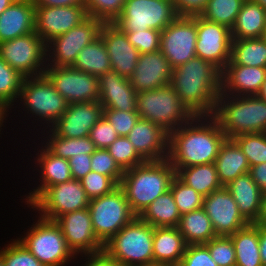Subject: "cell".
<instances>
[{
	"mask_svg": "<svg viewBox=\"0 0 266 266\" xmlns=\"http://www.w3.org/2000/svg\"><path fill=\"white\" fill-rule=\"evenodd\" d=\"M226 135L212 116H195L169 134L168 160L179 168L214 163Z\"/></svg>",
	"mask_w": 266,
	"mask_h": 266,
	"instance_id": "obj_1",
	"label": "cell"
},
{
	"mask_svg": "<svg viewBox=\"0 0 266 266\" xmlns=\"http://www.w3.org/2000/svg\"><path fill=\"white\" fill-rule=\"evenodd\" d=\"M170 85L195 116H212L221 93V71L211 62L194 57L172 69Z\"/></svg>",
	"mask_w": 266,
	"mask_h": 266,
	"instance_id": "obj_2",
	"label": "cell"
},
{
	"mask_svg": "<svg viewBox=\"0 0 266 266\" xmlns=\"http://www.w3.org/2000/svg\"><path fill=\"white\" fill-rule=\"evenodd\" d=\"M176 170L168 158L159 161H145L124 171L120 187L124 190L131 210L136 216L159 196L170 190Z\"/></svg>",
	"mask_w": 266,
	"mask_h": 266,
	"instance_id": "obj_3",
	"label": "cell"
},
{
	"mask_svg": "<svg viewBox=\"0 0 266 266\" xmlns=\"http://www.w3.org/2000/svg\"><path fill=\"white\" fill-rule=\"evenodd\" d=\"M212 117L227 139L241 134L266 132V102L257 95L219 94Z\"/></svg>",
	"mask_w": 266,
	"mask_h": 266,
	"instance_id": "obj_4",
	"label": "cell"
},
{
	"mask_svg": "<svg viewBox=\"0 0 266 266\" xmlns=\"http://www.w3.org/2000/svg\"><path fill=\"white\" fill-rule=\"evenodd\" d=\"M154 227L136 216L104 244V251L121 266L154 263Z\"/></svg>",
	"mask_w": 266,
	"mask_h": 266,
	"instance_id": "obj_5",
	"label": "cell"
},
{
	"mask_svg": "<svg viewBox=\"0 0 266 266\" xmlns=\"http://www.w3.org/2000/svg\"><path fill=\"white\" fill-rule=\"evenodd\" d=\"M17 102H20L19 106L22 105L17 108L29 114L30 119L34 117L36 124L40 122L41 125H37V127L40 126V130L41 126H43L42 130L50 128L64 114L69 105L45 75L25 77Z\"/></svg>",
	"mask_w": 266,
	"mask_h": 266,
	"instance_id": "obj_6",
	"label": "cell"
},
{
	"mask_svg": "<svg viewBox=\"0 0 266 266\" xmlns=\"http://www.w3.org/2000/svg\"><path fill=\"white\" fill-rule=\"evenodd\" d=\"M136 111L140 118L161 126L169 134L195 117L170 84L138 92Z\"/></svg>",
	"mask_w": 266,
	"mask_h": 266,
	"instance_id": "obj_7",
	"label": "cell"
},
{
	"mask_svg": "<svg viewBox=\"0 0 266 266\" xmlns=\"http://www.w3.org/2000/svg\"><path fill=\"white\" fill-rule=\"evenodd\" d=\"M36 219L24 236L22 234L17 239L44 266H66L72 259L76 262L77 257L68 248L59 225L40 216H36Z\"/></svg>",
	"mask_w": 266,
	"mask_h": 266,
	"instance_id": "obj_8",
	"label": "cell"
},
{
	"mask_svg": "<svg viewBox=\"0 0 266 266\" xmlns=\"http://www.w3.org/2000/svg\"><path fill=\"white\" fill-rule=\"evenodd\" d=\"M178 16L172 0H126L113 24L122 32L162 31Z\"/></svg>",
	"mask_w": 266,
	"mask_h": 266,
	"instance_id": "obj_9",
	"label": "cell"
},
{
	"mask_svg": "<svg viewBox=\"0 0 266 266\" xmlns=\"http://www.w3.org/2000/svg\"><path fill=\"white\" fill-rule=\"evenodd\" d=\"M88 210L94 233L103 244L136 217L120 186L109 194L91 199Z\"/></svg>",
	"mask_w": 266,
	"mask_h": 266,
	"instance_id": "obj_10",
	"label": "cell"
},
{
	"mask_svg": "<svg viewBox=\"0 0 266 266\" xmlns=\"http://www.w3.org/2000/svg\"><path fill=\"white\" fill-rule=\"evenodd\" d=\"M0 57L24 77L44 75L47 67L46 43L36 33L0 43Z\"/></svg>",
	"mask_w": 266,
	"mask_h": 266,
	"instance_id": "obj_11",
	"label": "cell"
},
{
	"mask_svg": "<svg viewBox=\"0 0 266 266\" xmlns=\"http://www.w3.org/2000/svg\"><path fill=\"white\" fill-rule=\"evenodd\" d=\"M103 24L101 20L88 16L65 34L53 38L46 44L47 66H73L79 52L99 37Z\"/></svg>",
	"mask_w": 266,
	"mask_h": 266,
	"instance_id": "obj_12",
	"label": "cell"
},
{
	"mask_svg": "<svg viewBox=\"0 0 266 266\" xmlns=\"http://www.w3.org/2000/svg\"><path fill=\"white\" fill-rule=\"evenodd\" d=\"M90 199L81 181L72 179L48 187L28 208L37 210L39 216L56 221L60 216L88 208Z\"/></svg>",
	"mask_w": 266,
	"mask_h": 266,
	"instance_id": "obj_13",
	"label": "cell"
},
{
	"mask_svg": "<svg viewBox=\"0 0 266 266\" xmlns=\"http://www.w3.org/2000/svg\"><path fill=\"white\" fill-rule=\"evenodd\" d=\"M197 15L178 16L161 31L160 51L172 69L196 57Z\"/></svg>",
	"mask_w": 266,
	"mask_h": 266,
	"instance_id": "obj_14",
	"label": "cell"
},
{
	"mask_svg": "<svg viewBox=\"0 0 266 266\" xmlns=\"http://www.w3.org/2000/svg\"><path fill=\"white\" fill-rule=\"evenodd\" d=\"M44 75L69 104L99 100L97 76L72 66H47Z\"/></svg>",
	"mask_w": 266,
	"mask_h": 266,
	"instance_id": "obj_15",
	"label": "cell"
},
{
	"mask_svg": "<svg viewBox=\"0 0 266 266\" xmlns=\"http://www.w3.org/2000/svg\"><path fill=\"white\" fill-rule=\"evenodd\" d=\"M231 29L197 15L196 57L222 71L231 58Z\"/></svg>",
	"mask_w": 266,
	"mask_h": 266,
	"instance_id": "obj_16",
	"label": "cell"
},
{
	"mask_svg": "<svg viewBox=\"0 0 266 266\" xmlns=\"http://www.w3.org/2000/svg\"><path fill=\"white\" fill-rule=\"evenodd\" d=\"M55 222L61 228L68 248L76 257L104 250V244L94 233L88 208L64 214Z\"/></svg>",
	"mask_w": 266,
	"mask_h": 266,
	"instance_id": "obj_17",
	"label": "cell"
},
{
	"mask_svg": "<svg viewBox=\"0 0 266 266\" xmlns=\"http://www.w3.org/2000/svg\"><path fill=\"white\" fill-rule=\"evenodd\" d=\"M202 208L217 236H230L249 223L240 214L232 194L223 186L204 197Z\"/></svg>",
	"mask_w": 266,
	"mask_h": 266,
	"instance_id": "obj_18",
	"label": "cell"
},
{
	"mask_svg": "<svg viewBox=\"0 0 266 266\" xmlns=\"http://www.w3.org/2000/svg\"><path fill=\"white\" fill-rule=\"evenodd\" d=\"M87 17L86 6L35 7V32L47 44Z\"/></svg>",
	"mask_w": 266,
	"mask_h": 266,
	"instance_id": "obj_19",
	"label": "cell"
},
{
	"mask_svg": "<svg viewBox=\"0 0 266 266\" xmlns=\"http://www.w3.org/2000/svg\"><path fill=\"white\" fill-rule=\"evenodd\" d=\"M102 116L103 107L98 101L71 103L50 129L64 138H83Z\"/></svg>",
	"mask_w": 266,
	"mask_h": 266,
	"instance_id": "obj_20",
	"label": "cell"
},
{
	"mask_svg": "<svg viewBox=\"0 0 266 266\" xmlns=\"http://www.w3.org/2000/svg\"><path fill=\"white\" fill-rule=\"evenodd\" d=\"M145 161L168 158L169 133L155 123L139 118L126 136Z\"/></svg>",
	"mask_w": 266,
	"mask_h": 266,
	"instance_id": "obj_21",
	"label": "cell"
},
{
	"mask_svg": "<svg viewBox=\"0 0 266 266\" xmlns=\"http://www.w3.org/2000/svg\"><path fill=\"white\" fill-rule=\"evenodd\" d=\"M42 144V145H41ZM35 154V167L39 172L40 184L29 191L25 205L29 207L48 187L72 180L68 159L54 155L41 141ZM40 168V169H39Z\"/></svg>",
	"mask_w": 266,
	"mask_h": 266,
	"instance_id": "obj_22",
	"label": "cell"
},
{
	"mask_svg": "<svg viewBox=\"0 0 266 266\" xmlns=\"http://www.w3.org/2000/svg\"><path fill=\"white\" fill-rule=\"evenodd\" d=\"M99 36L106 46L112 70L129 79L137 65L139 51L128 42L126 34L113 23H104Z\"/></svg>",
	"mask_w": 266,
	"mask_h": 266,
	"instance_id": "obj_23",
	"label": "cell"
},
{
	"mask_svg": "<svg viewBox=\"0 0 266 266\" xmlns=\"http://www.w3.org/2000/svg\"><path fill=\"white\" fill-rule=\"evenodd\" d=\"M172 67L160 50L140 54L132 76L131 85L137 92L155 90L171 83Z\"/></svg>",
	"mask_w": 266,
	"mask_h": 266,
	"instance_id": "obj_24",
	"label": "cell"
},
{
	"mask_svg": "<svg viewBox=\"0 0 266 266\" xmlns=\"http://www.w3.org/2000/svg\"><path fill=\"white\" fill-rule=\"evenodd\" d=\"M99 100L103 109L136 111L138 92L130 80L116 71H107L98 77Z\"/></svg>",
	"mask_w": 266,
	"mask_h": 266,
	"instance_id": "obj_25",
	"label": "cell"
},
{
	"mask_svg": "<svg viewBox=\"0 0 266 266\" xmlns=\"http://www.w3.org/2000/svg\"><path fill=\"white\" fill-rule=\"evenodd\" d=\"M266 79V67L226 65L221 71V93L231 96L257 95Z\"/></svg>",
	"mask_w": 266,
	"mask_h": 266,
	"instance_id": "obj_26",
	"label": "cell"
},
{
	"mask_svg": "<svg viewBox=\"0 0 266 266\" xmlns=\"http://www.w3.org/2000/svg\"><path fill=\"white\" fill-rule=\"evenodd\" d=\"M35 32V6L14 1L0 14V43Z\"/></svg>",
	"mask_w": 266,
	"mask_h": 266,
	"instance_id": "obj_27",
	"label": "cell"
},
{
	"mask_svg": "<svg viewBox=\"0 0 266 266\" xmlns=\"http://www.w3.org/2000/svg\"><path fill=\"white\" fill-rule=\"evenodd\" d=\"M236 202L240 214L248 223H256L262 203L263 192L249 173L238 176L224 186Z\"/></svg>",
	"mask_w": 266,
	"mask_h": 266,
	"instance_id": "obj_28",
	"label": "cell"
},
{
	"mask_svg": "<svg viewBox=\"0 0 266 266\" xmlns=\"http://www.w3.org/2000/svg\"><path fill=\"white\" fill-rule=\"evenodd\" d=\"M187 247L177 227H154V263L178 266Z\"/></svg>",
	"mask_w": 266,
	"mask_h": 266,
	"instance_id": "obj_29",
	"label": "cell"
},
{
	"mask_svg": "<svg viewBox=\"0 0 266 266\" xmlns=\"http://www.w3.org/2000/svg\"><path fill=\"white\" fill-rule=\"evenodd\" d=\"M214 164L222 186H226L238 176L249 173L250 169L246 155L232 139H226L221 145Z\"/></svg>",
	"mask_w": 266,
	"mask_h": 266,
	"instance_id": "obj_30",
	"label": "cell"
},
{
	"mask_svg": "<svg viewBox=\"0 0 266 266\" xmlns=\"http://www.w3.org/2000/svg\"><path fill=\"white\" fill-rule=\"evenodd\" d=\"M266 27V9L259 3L245 0L231 28L232 39L262 38Z\"/></svg>",
	"mask_w": 266,
	"mask_h": 266,
	"instance_id": "obj_31",
	"label": "cell"
},
{
	"mask_svg": "<svg viewBox=\"0 0 266 266\" xmlns=\"http://www.w3.org/2000/svg\"><path fill=\"white\" fill-rule=\"evenodd\" d=\"M229 237L235 249L236 266H263L259 252V225L249 223Z\"/></svg>",
	"mask_w": 266,
	"mask_h": 266,
	"instance_id": "obj_32",
	"label": "cell"
},
{
	"mask_svg": "<svg viewBox=\"0 0 266 266\" xmlns=\"http://www.w3.org/2000/svg\"><path fill=\"white\" fill-rule=\"evenodd\" d=\"M177 228L187 245L206 244L217 236L203 208L181 215Z\"/></svg>",
	"mask_w": 266,
	"mask_h": 266,
	"instance_id": "obj_33",
	"label": "cell"
},
{
	"mask_svg": "<svg viewBox=\"0 0 266 266\" xmlns=\"http://www.w3.org/2000/svg\"><path fill=\"white\" fill-rule=\"evenodd\" d=\"M176 176L203 197L223 187L214 163L179 168Z\"/></svg>",
	"mask_w": 266,
	"mask_h": 266,
	"instance_id": "obj_34",
	"label": "cell"
},
{
	"mask_svg": "<svg viewBox=\"0 0 266 266\" xmlns=\"http://www.w3.org/2000/svg\"><path fill=\"white\" fill-rule=\"evenodd\" d=\"M139 217L153 227H177L181 214L169 190L153 201Z\"/></svg>",
	"mask_w": 266,
	"mask_h": 266,
	"instance_id": "obj_35",
	"label": "cell"
},
{
	"mask_svg": "<svg viewBox=\"0 0 266 266\" xmlns=\"http://www.w3.org/2000/svg\"><path fill=\"white\" fill-rule=\"evenodd\" d=\"M73 68L99 77L111 71L110 58L103 39L99 36L77 55Z\"/></svg>",
	"mask_w": 266,
	"mask_h": 266,
	"instance_id": "obj_36",
	"label": "cell"
},
{
	"mask_svg": "<svg viewBox=\"0 0 266 266\" xmlns=\"http://www.w3.org/2000/svg\"><path fill=\"white\" fill-rule=\"evenodd\" d=\"M43 132V134H42ZM43 136L42 143L56 156L70 159L72 156L92 154L97 148L90 140L89 136L83 138H64L57 136L50 128L41 131ZM47 134V135H46Z\"/></svg>",
	"mask_w": 266,
	"mask_h": 266,
	"instance_id": "obj_37",
	"label": "cell"
},
{
	"mask_svg": "<svg viewBox=\"0 0 266 266\" xmlns=\"http://www.w3.org/2000/svg\"><path fill=\"white\" fill-rule=\"evenodd\" d=\"M227 65L266 67V42L263 38L232 39Z\"/></svg>",
	"mask_w": 266,
	"mask_h": 266,
	"instance_id": "obj_38",
	"label": "cell"
},
{
	"mask_svg": "<svg viewBox=\"0 0 266 266\" xmlns=\"http://www.w3.org/2000/svg\"><path fill=\"white\" fill-rule=\"evenodd\" d=\"M24 78L0 57V105L8 113L17 105Z\"/></svg>",
	"mask_w": 266,
	"mask_h": 266,
	"instance_id": "obj_39",
	"label": "cell"
},
{
	"mask_svg": "<svg viewBox=\"0 0 266 266\" xmlns=\"http://www.w3.org/2000/svg\"><path fill=\"white\" fill-rule=\"evenodd\" d=\"M245 0H207L200 16L231 29Z\"/></svg>",
	"mask_w": 266,
	"mask_h": 266,
	"instance_id": "obj_40",
	"label": "cell"
},
{
	"mask_svg": "<svg viewBox=\"0 0 266 266\" xmlns=\"http://www.w3.org/2000/svg\"><path fill=\"white\" fill-rule=\"evenodd\" d=\"M232 140L246 155L250 166L266 162V134L249 133L233 137Z\"/></svg>",
	"mask_w": 266,
	"mask_h": 266,
	"instance_id": "obj_41",
	"label": "cell"
},
{
	"mask_svg": "<svg viewBox=\"0 0 266 266\" xmlns=\"http://www.w3.org/2000/svg\"><path fill=\"white\" fill-rule=\"evenodd\" d=\"M170 191L181 215L202 208L204 197L177 176L172 180Z\"/></svg>",
	"mask_w": 266,
	"mask_h": 266,
	"instance_id": "obj_42",
	"label": "cell"
},
{
	"mask_svg": "<svg viewBox=\"0 0 266 266\" xmlns=\"http://www.w3.org/2000/svg\"><path fill=\"white\" fill-rule=\"evenodd\" d=\"M106 149L123 171L145 162L126 136H118Z\"/></svg>",
	"mask_w": 266,
	"mask_h": 266,
	"instance_id": "obj_43",
	"label": "cell"
},
{
	"mask_svg": "<svg viewBox=\"0 0 266 266\" xmlns=\"http://www.w3.org/2000/svg\"><path fill=\"white\" fill-rule=\"evenodd\" d=\"M0 248L5 266H44L18 239Z\"/></svg>",
	"mask_w": 266,
	"mask_h": 266,
	"instance_id": "obj_44",
	"label": "cell"
},
{
	"mask_svg": "<svg viewBox=\"0 0 266 266\" xmlns=\"http://www.w3.org/2000/svg\"><path fill=\"white\" fill-rule=\"evenodd\" d=\"M126 0H85L88 16L113 23L122 13Z\"/></svg>",
	"mask_w": 266,
	"mask_h": 266,
	"instance_id": "obj_45",
	"label": "cell"
},
{
	"mask_svg": "<svg viewBox=\"0 0 266 266\" xmlns=\"http://www.w3.org/2000/svg\"><path fill=\"white\" fill-rule=\"evenodd\" d=\"M204 245L218 266H236L235 249L229 236H216Z\"/></svg>",
	"mask_w": 266,
	"mask_h": 266,
	"instance_id": "obj_46",
	"label": "cell"
},
{
	"mask_svg": "<svg viewBox=\"0 0 266 266\" xmlns=\"http://www.w3.org/2000/svg\"><path fill=\"white\" fill-rule=\"evenodd\" d=\"M80 181L90 200L109 194L119 186L110 176L92 170Z\"/></svg>",
	"mask_w": 266,
	"mask_h": 266,
	"instance_id": "obj_47",
	"label": "cell"
},
{
	"mask_svg": "<svg viewBox=\"0 0 266 266\" xmlns=\"http://www.w3.org/2000/svg\"><path fill=\"white\" fill-rule=\"evenodd\" d=\"M91 170L110 176L118 185H120L124 174V171L119 167L107 149H96L91 154Z\"/></svg>",
	"mask_w": 266,
	"mask_h": 266,
	"instance_id": "obj_48",
	"label": "cell"
},
{
	"mask_svg": "<svg viewBox=\"0 0 266 266\" xmlns=\"http://www.w3.org/2000/svg\"><path fill=\"white\" fill-rule=\"evenodd\" d=\"M128 42L134 46L140 54L152 53L160 50L161 31L148 29L136 32H123Z\"/></svg>",
	"mask_w": 266,
	"mask_h": 266,
	"instance_id": "obj_49",
	"label": "cell"
},
{
	"mask_svg": "<svg viewBox=\"0 0 266 266\" xmlns=\"http://www.w3.org/2000/svg\"><path fill=\"white\" fill-rule=\"evenodd\" d=\"M103 116L113 125L118 136H127L140 118L137 111L103 109Z\"/></svg>",
	"mask_w": 266,
	"mask_h": 266,
	"instance_id": "obj_50",
	"label": "cell"
},
{
	"mask_svg": "<svg viewBox=\"0 0 266 266\" xmlns=\"http://www.w3.org/2000/svg\"><path fill=\"white\" fill-rule=\"evenodd\" d=\"M89 138L97 149H106L118 138V135L113 125L102 116L90 129Z\"/></svg>",
	"mask_w": 266,
	"mask_h": 266,
	"instance_id": "obj_51",
	"label": "cell"
},
{
	"mask_svg": "<svg viewBox=\"0 0 266 266\" xmlns=\"http://www.w3.org/2000/svg\"><path fill=\"white\" fill-rule=\"evenodd\" d=\"M178 266H218L204 244L187 245Z\"/></svg>",
	"mask_w": 266,
	"mask_h": 266,
	"instance_id": "obj_52",
	"label": "cell"
},
{
	"mask_svg": "<svg viewBox=\"0 0 266 266\" xmlns=\"http://www.w3.org/2000/svg\"><path fill=\"white\" fill-rule=\"evenodd\" d=\"M73 179L80 180L91 171V155L83 154L68 159Z\"/></svg>",
	"mask_w": 266,
	"mask_h": 266,
	"instance_id": "obj_53",
	"label": "cell"
},
{
	"mask_svg": "<svg viewBox=\"0 0 266 266\" xmlns=\"http://www.w3.org/2000/svg\"><path fill=\"white\" fill-rule=\"evenodd\" d=\"M179 16L200 15L207 0H172Z\"/></svg>",
	"mask_w": 266,
	"mask_h": 266,
	"instance_id": "obj_54",
	"label": "cell"
},
{
	"mask_svg": "<svg viewBox=\"0 0 266 266\" xmlns=\"http://www.w3.org/2000/svg\"><path fill=\"white\" fill-rule=\"evenodd\" d=\"M84 258L81 266H121L115 259L111 258L104 250L98 253L81 255Z\"/></svg>",
	"mask_w": 266,
	"mask_h": 266,
	"instance_id": "obj_55",
	"label": "cell"
},
{
	"mask_svg": "<svg viewBox=\"0 0 266 266\" xmlns=\"http://www.w3.org/2000/svg\"><path fill=\"white\" fill-rule=\"evenodd\" d=\"M249 174L253 181L260 187L263 193L266 192V162L250 166Z\"/></svg>",
	"mask_w": 266,
	"mask_h": 266,
	"instance_id": "obj_56",
	"label": "cell"
},
{
	"mask_svg": "<svg viewBox=\"0 0 266 266\" xmlns=\"http://www.w3.org/2000/svg\"><path fill=\"white\" fill-rule=\"evenodd\" d=\"M35 7L85 6V0H39Z\"/></svg>",
	"mask_w": 266,
	"mask_h": 266,
	"instance_id": "obj_57",
	"label": "cell"
},
{
	"mask_svg": "<svg viewBox=\"0 0 266 266\" xmlns=\"http://www.w3.org/2000/svg\"><path fill=\"white\" fill-rule=\"evenodd\" d=\"M259 252L263 266H266V225H259Z\"/></svg>",
	"mask_w": 266,
	"mask_h": 266,
	"instance_id": "obj_58",
	"label": "cell"
},
{
	"mask_svg": "<svg viewBox=\"0 0 266 266\" xmlns=\"http://www.w3.org/2000/svg\"><path fill=\"white\" fill-rule=\"evenodd\" d=\"M255 224L266 225V192L263 193L260 213Z\"/></svg>",
	"mask_w": 266,
	"mask_h": 266,
	"instance_id": "obj_59",
	"label": "cell"
},
{
	"mask_svg": "<svg viewBox=\"0 0 266 266\" xmlns=\"http://www.w3.org/2000/svg\"><path fill=\"white\" fill-rule=\"evenodd\" d=\"M15 0H0V14L3 13Z\"/></svg>",
	"mask_w": 266,
	"mask_h": 266,
	"instance_id": "obj_60",
	"label": "cell"
},
{
	"mask_svg": "<svg viewBox=\"0 0 266 266\" xmlns=\"http://www.w3.org/2000/svg\"><path fill=\"white\" fill-rule=\"evenodd\" d=\"M257 96L266 102V79L262 84L260 92L257 94Z\"/></svg>",
	"mask_w": 266,
	"mask_h": 266,
	"instance_id": "obj_61",
	"label": "cell"
},
{
	"mask_svg": "<svg viewBox=\"0 0 266 266\" xmlns=\"http://www.w3.org/2000/svg\"><path fill=\"white\" fill-rule=\"evenodd\" d=\"M8 116H9V113H0V132L3 129L2 127L4 126L3 123L4 122L6 123V121H7L6 117H8ZM4 120H6V121H4Z\"/></svg>",
	"mask_w": 266,
	"mask_h": 266,
	"instance_id": "obj_62",
	"label": "cell"
},
{
	"mask_svg": "<svg viewBox=\"0 0 266 266\" xmlns=\"http://www.w3.org/2000/svg\"><path fill=\"white\" fill-rule=\"evenodd\" d=\"M251 1L259 3L263 8L266 9V0H251Z\"/></svg>",
	"mask_w": 266,
	"mask_h": 266,
	"instance_id": "obj_63",
	"label": "cell"
},
{
	"mask_svg": "<svg viewBox=\"0 0 266 266\" xmlns=\"http://www.w3.org/2000/svg\"><path fill=\"white\" fill-rule=\"evenodd\" d=\"M19 2H26L35 5L39 0H16Z\"/></svg>",
	"mask_w": 266,
	"mask_h": 266,
	"instance_id": "obj_64",
	"label": "cell"
},
{
	"mask_svg": "<svg viewBox=\"0 0 266 266\" xmlns=\"http://www.w3.org/2000/svg\"><path fill=\"white\" fill-rule=\"evenodd\" d=\"M144 266H170V265H166V264H158V263H152V264H148V265H144Z\"/></svg>",
	"mask_w": 266,
	"mask_h": 266,
	"instance_id": "obj_65",
	"label": "cell"
},
{
	"mask_svg": "<svg viewBox=\"0 0 266 266\" xmlns=\"http://www.w3.org/2000/svg\"><path fill=\"white\" fill-rule=\"evenodd\" d=\"M0 113H8V112L0 105Z\"/></svg>",
	"mask_w": 266,
	"mask_h": 266,
	"instance_id": "obj_66",
	"label": "cell"
},
{
	"mask_svg": "<svg viewBox=\"0 0 266 266\" xmlns=\"http://www.w3.org/2000/svg\"><path fill=\"white\" fill-rule=\"evenodd\" d=\"M262 38L266 42V27H265L264 34H263Z\"/></svg>",
	"mask_w": 266,
	"mask_h": 266,
	"instance_id": "obj_67",
	"label": "cell"
},
{
	"mask_svg": "<svg viewBox=\"0 0 266 266\" xmlns=\"http://www.w3.org/2000/svg\"><path fill=\"white\" fill-rule=\"evenodd\" d=\"M0 266H5L1 257H0Z\"/></svg>",
	"mask_w": 266,
	"mask_h": 266,
	"instance_id": "obj_68",
	"label": "cell"
}]
</instances>
